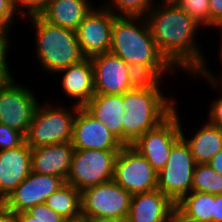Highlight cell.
<instances>
[{
	"label": "cell",
	"instance_id": "obj_38",
	"mask_svg": "<svg viewBox=\"0 0 222 222\" xmlns=\"http://www.w3.org/2000/svg\"><path fill=\"white\" fill-rule=\"evenodd\" d=\"M0 222H16L15 214L0 202Z\"/></svg>",
	"mask_w": 222,
	"mask_h": 222
},
{
	"label": "cell",
	"instance_id": "obj_12",
	"mask_svg": "<svg viewBox=\"0 0 222 222\" xmlns=\"http://www.w3.org/2000/svg\"><path fill=\"white\" fill-rule=\"evenodd\" d=\"M117 16L108 9L94 7L79 24L76 34L86 58L110 52L112 27Z\"/></svg>",
	"mask_w": 222,
	"mask_h": 222
},
{
	"label": "cell",
	"instance_id": "obj_6",
	"mask_svg": "<svg viewBox=\"0 0 222 222\" xmlns=\"http://www.w3.org/2000/svg\"><path fill=\"white\" fill-rule=\"evenodd\" d=\"M120 150L74 149L66 183L78 190L113 180Z\"/></svg>",
	"mask_w": 222,
	"mask_h": 222
},
{
	"label": "cell",
	"instance_id": "obj_35",
	"mask_svg": "<svg viewBox=\"0 0 222 222\" xmlns=\"http://www.w3.org/2000/svg\"><path fill=\"white\" fill-rule=\"evenodd\" d=\"M211 105L208 108V122L216 127H219L222 129V92L221 96H219L217 99L215 98L213 101H211Z\"/></svg>",
	"mask_w": 222,
	"mask_h": 222
},
{
	"label": "cell",
	"instance_id": "obj_2",
	"mask_svg": "<svg viewBox=\"0 0 222 222\" xmlns=\"http://www.w3.org/2000/svg\"><path fill=\"white\" fill-rule=\"evenodd\" d=\"M174 97L161 89L133 88L123 94L122 143L132 146L146 132L155 129L178 107Z\"/></svg>",
	"mask_w": 222,
	"mask_h": 222
},
{
	"label": "cell",
	"instance_id": "obj_36",
	"mask_svg": "<svg viewBox=\"0 0 222 222\" xmlns=\"http://www.w3.org/2000/svg\"><path fill=\"white\" fill-rule=\"evenodd\" d=\"M210 28L222 24V0H209Z\"/></svg>",
	"mask_w": 222,
	"mask_h": 222
},
{
	"label": "cell",
	"instance_id": "obj_40",
	"mask_svg": "<svg viewBox=\"0 0 222 222\" xmlns=\"http://www.w3.org/2000/svg\"><path fill=\"white\" fill-rule=\"evenodd\" d=\"M209 166L222 176V149L208 162Z\"/></svg>",
	"mask_w": 222,
	"mask_h": 222
},
{
	"label": "cell",
	"instance_id": "obj_7",
	"mask_svg": "<svg viewBox=\"0 0 222 222\" xmlns=\"http://www.w3.org/2000/svg\"><path fill=\"white\" fill-rule=\"evenodd\" d=\"M195 166L190 147L181 137L172 146L166 165L158 173V189L177 203L191 192Z\"/></svg>",
	"mask_w": 222,
	"mask_h": 222
},
{
	"label": "cell",
	"instance_id": "obj_13",
	"mask_svg": "<svg viewBox=\"0 0 222 222\" xmlns=\"http://www.w3.org/2000/svg\"><path fill=\"white\" fill-rule=\"evenodd\" d=\"M66 181L63 178L33 171L2 202L14 214L26 212L45 200Z\"/></svg>",
	"mask_w": 222,
	"mask_h": 222
},
{
	"label": "cell",
	"instance_id": "obj_30",
	"mask_svg": "<svg viewBox=\"0 0 222 222\" xmlns=\"http://www.w3.org/2000/svg\"><path fill=\"white\" fill-rule=\"evenodd\" d=\"M10 34L6 32L0 31V84L13 80V76L11 75L10 66L7 57L8 51H10L11 40ZM8 59V61H7Z\"/></svg>",
	"mask_w": 222,
	"mask_h": 222
},
{
	"label": "cell",
	"instance_id": "obj_21",
	"mask_svg": "<svg viewBox=\"0 0 222 222\" xmlns=\"http://www.w3.org/2000/svg\"><path fill=\"white\" fill-rule=\"evenodd\" d=\"M91 4L90 0H49L39 15L50 24L76 31L84 17L95 7Z\"/></svg>",
	"mask_w": 222,
	"mask_h": 222
},
{
	"label": "cell",
	"instance_id": "obj_33",
	"mask_svg": "<svg viewBox=\"0 0 222 222\" xmlns=\"http://www.w3.org/2000/svg\"><path fill=\"white\" fill-rule=\"evenodd\" d=\"M17 11L14 7L13 0H0V31L9 33L11 31V26L15 21V16Z\"/></svg>",
	"mask_w": 222,
	"mask_h": 222
},
{
	"label": "cell",
	"instance_id": "obj_41",
	"mask_svg": "<svg viewBox=\"0 0 222 222\" xmlns=\"http://www.w3.org/2000/svg\"><path fill=\"white\" fill-rule=\"evenodd\" d=\"M215 29H219L220 30V33H221V45H219V46H221L220 48V59H221V61H222V24H220V25H217L216 27H214Z\"/></svg>",
	"mask_w": 222,
	"mask_h": 222
},
{
	"label": "cell",
	"instance_id": "obj_28",
	"mask_svg": "<svg viewBox=\"0 0 222 222\" xmlns=\"http://www.w3.org/2000/svg\"><path fill=\"white\" fill-rule=\"evenodd\" d=\"M190 17H192L202 28L210 27L209 0H173Z\"/></svg>",
	"mask_w": 222,
	"mask_h": 222
},
{
	"label": "cell",
	"instance_id": "obj_9",
	"mask_svg": "<svg viewBox=\"0 0 222 222\" xmlns=\"http://www.w3.org/2000/svg\"><path fill=\"white\" fill-rule=\"evenodd\" d=\"M113 180L131 195L158 188V173L132 146H124L118 152Z\"/></svg>",
	"mask_w": 222,
	"mask_h": 222
},
{
	"label": "cell",
	"instance_id": "obj_8",
	"mask_svg": "<svg viewBox=\"0 0 222 222\" xmlns=\"http://www.w3.org/2000/svg\"><path fill=\"white\" fill-rule=\"evenodd\" d=\"M132 195L114 180L81 191L82 217L128 218Z\"/></svg>",
	"mask_w": 222,
	"mask_h": 222
},
{
	"label": "cell",
	"instance_id": "obj_37",
	"mask_svg": "<svg viewBox=\"0 0 222 222\" xmlns=\"http://www.w3.org/2000/svg\"><path fill=\"white\" fill-rule=\"evenodd\" d=\"M212 222H222V194H214V214Z\"/></svg>",
	"mask_w": 222,
	"mask_h": 222
},
{
	"label": "cell",
	"instance_id": "obj_5",
	"mask_svg": "<svg viewBox=\"0 0 222 222\" xmlns=\"http://www.w3.org/2000/svg\"><path fill=\"white\" fill-rule=\"evenodd\" d=\"M38 104L25 135V143L31 148L69 142L73 138V123L79 106Z\"/></svg>",
	"mask_w": 222,
	"mask_h": 222
},
{
	"label": "cell",
	"instance_id": "obj_3",
	"mask_svg": "<svg viewBox=\"0 0 222 222\" xmlns=\"http://www.w3.org/2000/svg\"><path fill=\"white\" fill-rule=\"evenodd\" d=\"M31 20L35 36V58L46 73L56 74L86 57L79 45L76 31L48 23L40 15ZM31 18V19H30Z\"/></svg>",
	"mask_w": 222,
	"mask_h": 222
},
{
	"label": "cell",
	"instance_id": "obj_4",
	"mask_svg": "<svg viewBox=\"0 0 222 222\" xmlns=\"http://www.w3.org/2000/svg\"><path fill=\"white\" fill-rule=\"evenodd\" d=\"M110 52L127 64L172 66L157 48L146 17L117 16L112 27Z\"/></svg>",
	"mask_w": 222,
	"mask_h": 222
},
{
	"label": "cell",
	"instance_id": "obj_1",
	"mask_svg": "<svg viewBox=\"0 0 222 222\" xmlns=\"http://www.w3.org/2000/svg\"><path fill=\"white\" fill-rule=\"evenodd\" d=\"M161 1L146 15L157 48L175 69L197 72L207 61L196 41L202 26L173 0Z\"/></svg>",
	"mask_w": 222,
	"mask_h": 222
},
{
	"label": "cell",
	"instance_id": "obj_42",
	"mask_svg": "<svg viewBox=\"0 0 222 222\" xmlns=\"http://www.w3.org/2000/svg\"><path fill=\"white\" fill-rule=\"evenodd\" d=\"M167 222H180V219L177 215H175L174 217H172L170 220H168Z\"/></svg>",
	"mask_w": 222,
	"mask_h": 222
},
{
	"label": "cell",
	"instance_id": "obj_17",
	"mask_svg": "<svg viewBox=\"0 0 222 222\" xmlns=\"http://www.w3.org/2000/svg\"><path fill=\"white\" fill-rule=\"evenodd\" d=\"M31 173V147L25 142L0 151V202Z\"/></svg>",
	"mask_w": 222,
	"mask_h": 222
},
{
	"label": "cell",
	"instance_id": "obj_15",
	"mask_svg": "<svg viewBox=\"0 0 222 222\" xmlns=\"http://www.w3.org/2000/svg\"><path fill=\"white\" fill-rule=\"evenodd\" d=\"M91 59L94 69L95 94H124L133 89L128 79V66L119 56L107 52Z\"/></svg>",
	"mask_w": 222,
	"mask_h": 222
},
{
	"label": "cell",
	"instance_id": "obj_25",
	"mask_svg": "<svg viewBox=\"0 0 222 222\" xmlns=\"http://www.w3.org/2000/svg\"><path fill=\"white\" fill-rule=\"evenodd\" d=\"M175 71L173 66H148L142 63H133L128 66V79L132 88L162 89L160 85L163 83L165 74L176 73Z\"/></svg>",
	"mask_w": 222,
	"mask_h": 222
},
{
	"label": "cell",
	"instance_id": "obj_24",
	"mask_svg": "<svg viewBox=\"0 0 222 222\" xmlns=\"http://www.w3.org/2000/svg\"><path fill=\"white\" fill-rule=\"evenodd\" d=\"M45 204L67 222H81V191L71 184L65 183L54 191Z\"/></svg>",
	"mask_w": 222,
	"mask_h": 222
},
{
	"label": "cell",
	"instance_id": "obj_22",
	"mask_svg": "<svg viewBox=\"0 0 222 222\" xmlns=\"http://www.w3.org/2000/svg\"><path fill=\"white\" fill-rule=\"evenodd\" d=\"M200 127L189 139L188 135H184L186 134L183 131L184 127L180 125L181 137L189 145L195 163L205 164L222 149V129L211 125L208 121Z\"/></svg>",
	"mask_w": 222,
	"mask_h": 222
},
{
	"label": "cell",
	"instance_id": "obj_29",
	"mask_svg": "<svg viewBox=\"0 0 222 222\" xmlns=\"http://www.w3.org/2000/svg\"><path fill=\"white\" fill-rule=\"evenodd\" d=\"M16 222H67L45 203L38 204L26 212L15 214Z\"/></svg>",
	"mask_w": 222,
	"mask_h": 222
},
{
	"label": "cell",
	"instance_id": "obj_31",
	"mask_svg": "<svg viewBox=\"0 0 222 222\" xmlns=\"http://www.w3.org/2000/svg\"><path fill=\"white\" fill-rule=\"evenodd\" d=\"M25 142V136L5 124L0 123V151L13 149Z\"/></svg>",
	"mask_w": 222,
	"mask_h": 222
},
{
	"label": "cell",
	"instance_id": "obj_27",
	"mask_svg": "<svg viewBox=\"0 0 222 222\" xmlns=\"http://www.w3.org/2000/svg\"><path fill=\"white\" fill-rule=\"evenodd\" d=\"M112 1V2H111ZM111 4L102 7L112 11L116 16L146 17L154 6L155 0H110ZM117 10V11H116Z\"/></svg>",
	"mask_w": 222,
	"mask_h": 222
},
{
	"label": "cell",
	"instance_id": "obj_10",
	"mask_svg": "<svg viewBox=\"0 0 222 222\" xmlns=\"http://www.w3.org/2000/svg\"><path fill=\"white\" fill-rule=\"evenodd\" d=\"M15 81L13 79L0 84V123L25 136L41 102L29 87Z\"/></svg>",
	"mask_w": 222,
	"mask_h": 222
},
{
	"label": "cell",
	"instance_id": "obj_19",
	"mask_svg": "<svg viewBox=\"0 0 222 222\" xmlns=\"http://www.w3.org/2000/svg\"><path fill=\"white\" fill-rule=\"evenodd\" d=\"M58 73L63 74L60 78L63 93L75 100L74 105L83 107L95 94L94 69L90 58L70 65Z\"/></svg>",
	"mask_w": 222,
	"mask_h": 222
},
{
	"label": "cell",
	"instance_id": "obj_16",
	"mask_svg": "<svg viewBox=\"0 0 222 222\" xmlns=\"http://www.w3.org/2000/svg\"><path fill=\"white\" fill-rule=\"evenodd\" d=\"M176 215V203L158 188L132 195L128 222H167Z\"/></svg>",
	"mask_w": 222,
	"mask_h": 222
},
{
	"label": "cell",
	"instance_id": "obj_32",
	"mask_svg": "<svg viewBox=\"0 0 222 222\" xmlns=\"http://www.w3.org/2000/svg\"><path fill=\"white\" fill-rule=\"evenodd\" d=\"M48 1L49 0H13V4L18 15L20 16L21 14V17L26 18L32 15H39L47 7Z\"/></svg>",
	"mask_w": 222,
	"mask_h": 222
},
{
	"label": "cell",
	"instance_id": "obj_26",
	"mask_svg": "<svg viewBox=\"0 0 222 222\" xmlns=\"http://www.w3.org/2000/svg\"><path fill=\"white\" fill-rule=\"evenodd\" d=\"M191 191L222 194V176L217 173L208 163L196 164Z\"/></svg>",
	"mask_w": 222,
	"mask_h": 222
},
{
	"label": "cell",
	"instance_id": "obj_39",
	"mask_svg": "<svg viewBox=\"0 0 222 222\" xmlns=\"http://www.w3.org/2000/svg\"><path fill=\"white\" fill-rule=\"evenodd\" d=\"M81 222H128V219L109 217H82Z\"/></svg>",
	"mask_w": 222,
	"mask_h": 222
},
{
	"label": "cell",
	"instance_id": "obj_20",
	"mask_svg": "<svg viewBox=\"0 0 222 222\" xmlns=\"http://www.w3.org/2000/svg\"><path fill=\"white\" fill-rule=\"evenodd\" d=\"M83 107L122 142L123 94H94Z\"/></svg>",
	"mask_w": 222,
	"mask_h": 222
},
{
	"label": "cell",
	"instance_id": "obj_14",
	"mask_svg": "<svg viewBox=\"0 0 222 222\" xmlns=\"http://www.w3.org/2000/svg\"><path fill=\"white\" fill-rule=\"evenodd\" d=\"M74 149L121 150L124 145L84 107H78L73 123Z\"/></svg>",
	"mask_w": 222,
	"mask_h": 222
},
{
	"label": "cell",
	"instance_id": "obj_23",
	"mask_svg": "<svg viewBox=\"0 0 222 222\" xmlns=\"http://www.w3.org/2000/svg\"><path fill=\"white\" fill-rule=\"evenodd\" d=\"M214 194L191 191L176 203L181 222H212Z\"/></svg>",
	"mask_w": 222,
	"mask_h": 222
},
{
	"label": "cell",
	"instance_id": "obj_11",
	"mask_svg": "<svg viewBox=\"0 0 222 222\" xmlns=\"http://www.w3.org/2000/svg\"><path fill=\"white\" fill-rule=\"evenodd\" d=\"M178 108L155 129L146 132L133 145L159 173L166 165L172 146L181 138Z\"/></svg>",
	"mask_w": 222,
	"mask_h": 222
},
{
	"label": "cell",
	"instance_id": "obj_18",
	"mask_svg": "<svg viewBox=\"0 0 222 222\" xmlns=\"http://www.w3.org/2000/svg\"><path fill=\"white\" fill-rule=\"evenodd\" d=\"M73 152L71 141L31 148V171L57 176L66 181Z\"/></svg>",
	"mask_w": 222,
	"mask_h": 222
},
{
	"label": "cell",
	"instance_id": "obj_34",
	"mask_svg": "<svg viewBox=\"0 0 222 222\" xmlns=\"http://www.w3.org/2000/svg\"><path fill=\"white\" fill-rule=\"evenodd\" d=\"M207 65H208L207 62L205 61L204 64L202 65V67L197 72L190 73L191 74L190 76L192 78L200 76L202 79L205 77L204 80H207L208 85L210 83V85H211L210 87L219 91L222 88V80H221L222 76H221V79H219L220 77L215 76L214 72H212V70L210 71V69H209L210 67L209 66L207 67ZM221 72H222V70H221ZM217 77H218V79H217ZM220 91L222 92V89Z\"/></svg>",
	"mask_w": 222,
	"mask_h": 222
}]
</instances>
